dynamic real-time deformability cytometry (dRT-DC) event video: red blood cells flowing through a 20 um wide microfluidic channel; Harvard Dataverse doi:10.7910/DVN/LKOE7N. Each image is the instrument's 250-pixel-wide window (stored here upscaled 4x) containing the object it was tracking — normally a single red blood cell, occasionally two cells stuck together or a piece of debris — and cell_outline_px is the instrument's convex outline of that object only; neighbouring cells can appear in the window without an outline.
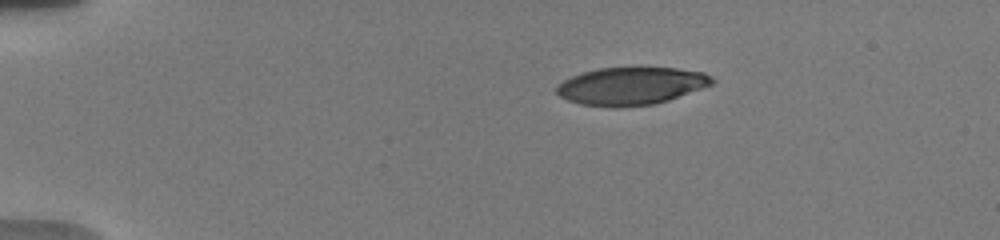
{"species": "human", "species_latin": "Homo sapiens", "temperature_condition": "warm", "stored_images_in_passage": 43, "camera_frame_rate_fps": 3000, "um_per_image_px": 0.085, "donor": {"sex": "male"}, "frame": {"image": 1, "passage_image": 1, "time_ms": 0.0, "image_size_px": [1000, 240], "cell_outline_px": [[716, 80], [712, 84], [668, 100], [656, 104], [616, 108], [580, 104], [568, 100], [560, 96], [556, 92], [556, 88], [564, 80], [572, 76], [596, 68], [632, 64], [640, 64], [676, 68], [704, 72], [712, 76]], "centroid_in_image_um": [53.67, 7.26], "position_along_channel_um": 31.3, "area_um2": 35.32}}
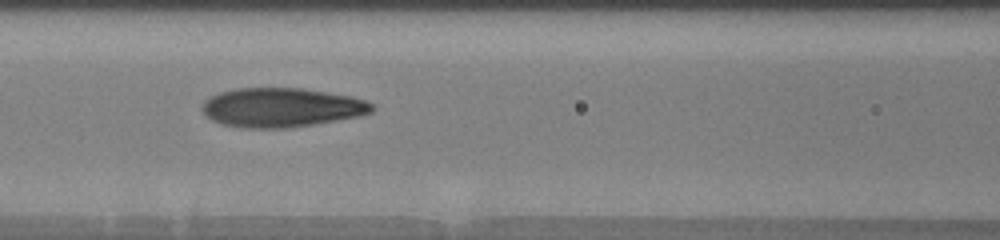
{"frame": {"image": 2, "passage_image": 15, "time_ms": 5.0, "image_size_px": [1000, 240], "cell_outline_px": [[376, 108], [372, 112], [356, 116], [312, 124], [284, 128], [240, 128], [220, 124], [204, 116], [200, 108], [200, 104], [204, 100], [220, 92], [236, 88], [300, 88], [352, 96], [364, 100], [372, 104]], "centroid_in_image_um": [23.84, 9.14], "position_along_channel_um": 142.8, "area_um2": 38.84}}
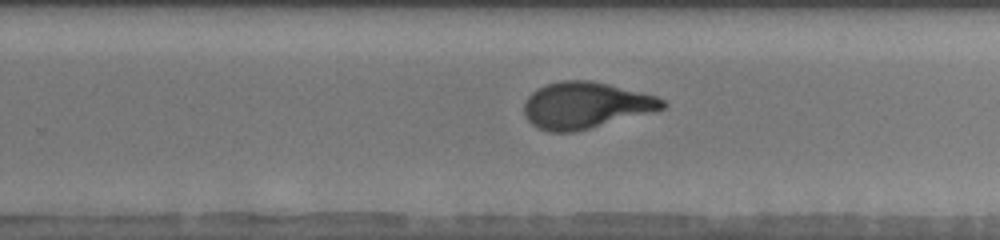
{"frame": {"image": 3, "passage_image": 26, "time_ms": 8.667, "image_size_px": [1000, 240], "cell_outline_px": [[668, 104], [664, 108], [588, 128], [572, 132], [548, 132], [536, 128], [524, 116], [524, 100], [536, 88], [544, 84], [560, 80], [592, 80], [656, 96], [664, 100]], "centroid_in_image_um": [49.69, 8.93], "position_along_channel_um": 280.1, "area_um2": 37.22}, "authors_computed_cell_mechanics": {"area_um2": 37.3388, "velocity_mm_per_s": 3.7517, "shape_relaxation_time_tau1_ms": 5.1024, "shape_relaxation_time_tau2_ms": 1.1233, "deformation_change_tau1": 0.2711, "deformation_change_tau2": 0.0837}}